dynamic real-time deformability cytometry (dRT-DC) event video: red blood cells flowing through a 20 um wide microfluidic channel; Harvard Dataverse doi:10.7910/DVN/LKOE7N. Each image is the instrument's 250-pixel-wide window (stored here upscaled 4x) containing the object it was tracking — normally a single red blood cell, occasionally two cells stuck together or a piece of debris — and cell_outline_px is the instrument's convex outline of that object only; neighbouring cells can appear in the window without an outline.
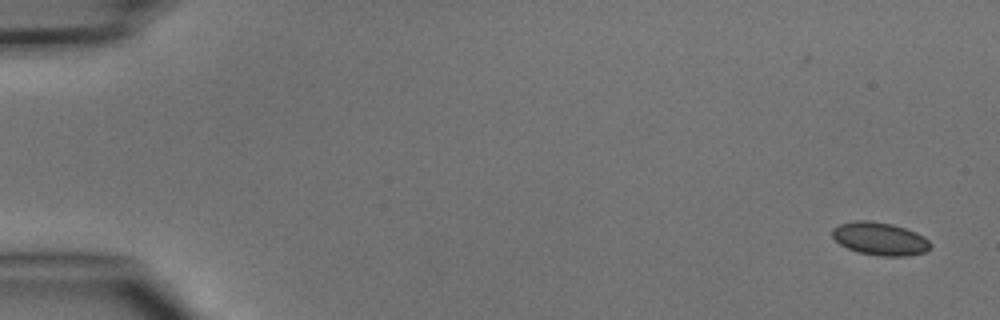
{"species": "common noctule bat (a hibernating species)", "species_latin": "Nyctalus noctula", "temperature_condition": "cold", "stored_images_in_passage": 5, "camera_frame_rate_fps": 3000, "um_per_image_px": 0.085, "animal": {"sex": "male", "body_mass_g": 15.6}, "frame": {"image": 1, "passage_image": 1, "time_ms": 0.0, "image_size_px": [1000, 320], "cell_outline_px": [[932, 244], [924, 252], [908, 256], [880, 256], [860, 252], [848, 248], [840, 244], [832, 236], [832, 228], [840, 224], [856, 220], [872, 220], [892, 224], [916, 232], [924, 236]], "centroid_in_image_um": [74.79, 20.28], "position_along_channel_um": 10.2, "area_um2": 18.79}}
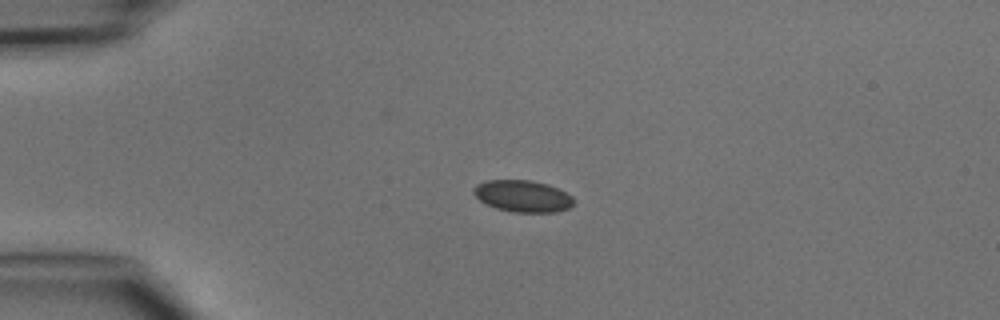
{"frame": {"image": 2, "passage_image": 4, "time_ms": 3.333, "image_size_px": [1000, 320], "cell_outline_px": [[572, 204], [568, 208], [556, 212], [516, 212], [496, 208], [480, 200], [472, 192], [472, 188], [476, 184], [484, 180], [532, 180], [548, 184], [572, 196]], "centroid_in_image_um": [44.39, 16.65], "position_along_channel_um": 40.6, "area_um2": 18.38}}